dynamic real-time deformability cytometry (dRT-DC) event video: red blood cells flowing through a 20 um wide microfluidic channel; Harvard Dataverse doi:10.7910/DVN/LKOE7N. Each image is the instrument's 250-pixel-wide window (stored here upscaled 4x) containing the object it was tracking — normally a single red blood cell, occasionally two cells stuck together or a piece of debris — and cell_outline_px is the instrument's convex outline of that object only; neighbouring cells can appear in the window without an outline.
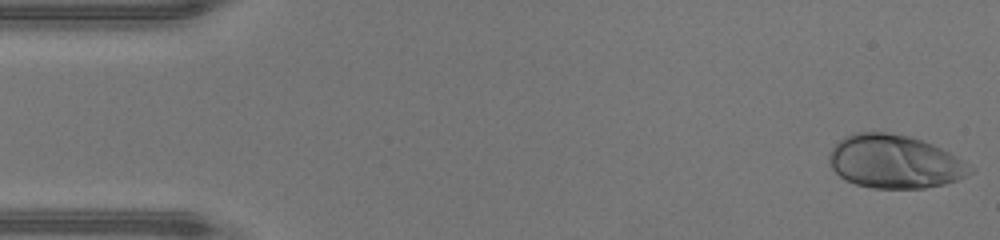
{"species": "human", "species_latin": "Homo sapiens", "temperature_condition": "warm", "stored_images_in_passage": 47, "camera_frame_rate_fps": 3000, "um_per_image_px": 0.085, "donor": {"sex": "male"}, "frame": {"image": 1, "passage_image": 1, "time_ms": 0.0, "image_size_px": [1000, 240], "cell_outline_px": [[976, 168], [972, 172], [956, 180], [944, 184], [924, 188], [872, 188], [856, 184], [840, 176], [832, 168], [828, 160], [828, 156], [832, 148], [844, 136], [856, 132], [888, 132], [908, 136], [924, 140], [956, 156]], "centroid_in_image_um": [76.05, 13.73], "position_along_channel_um": 9.0, "area_um2": 43.75}}
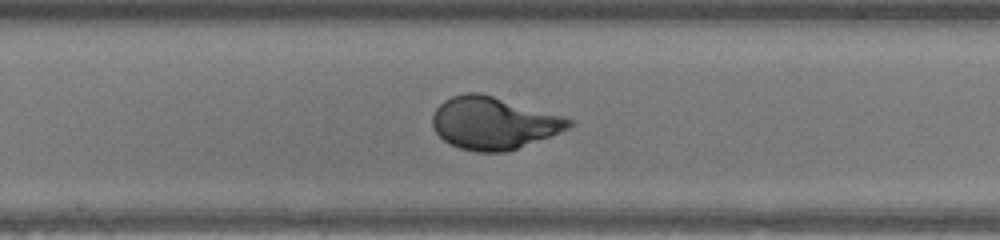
{"frame": {"image": 2, "passage_image": 24, "time_ms": 7.667, "image_size_px": [1000, 240], "cell_outline_px": [[576, 124], [568, 128], [548, 136], [516, 148], [504, 152], [476, 152], [460, 148], [444, 140], [436, 132], [432, 124], [432, 116], [436, 108], [444, 100], [452, 96], [468, 92], [480, 92], [560, 116], [572, 120]], "centroid_in_image_um": [41.89, 10.45], "position_along_channel_um": 206.3, "area_um2": 40.86}}
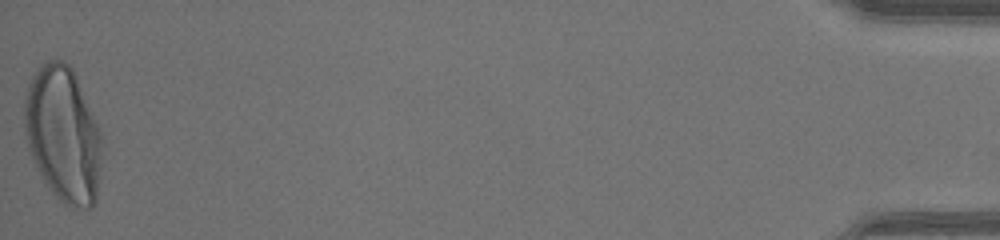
{"frame": {"image": 3, "passage_image": 47, "time_ms": 15.333, "image_size_px": [1000, 240], "cell_outline_px": [[104, 140], [100, 176], [96, 200], [92, 208], [72, 208], [64, 204], [44, 184], [40, 176], [28, 148], [24, 132], [24, 100], [28, 84], [32, 76], [48, 60], [64, 60], [72, 68], [76, 76]], "centroid_in_image_um": [5.38, 11.48], "position_along_channel_um": 429.8, "area_um2": 61.79}, "authors_computed_cell_mechanics": {"area_um2": 40.8646, "velocity_mm_per_s": 4.3291, "shape_relaxation_time_tau1_ms": 3.3749, "shape_relaxation_time_tau2_ms": null, "deformation_change_tau1": 0.24, "deformation_change_tau2": null}}